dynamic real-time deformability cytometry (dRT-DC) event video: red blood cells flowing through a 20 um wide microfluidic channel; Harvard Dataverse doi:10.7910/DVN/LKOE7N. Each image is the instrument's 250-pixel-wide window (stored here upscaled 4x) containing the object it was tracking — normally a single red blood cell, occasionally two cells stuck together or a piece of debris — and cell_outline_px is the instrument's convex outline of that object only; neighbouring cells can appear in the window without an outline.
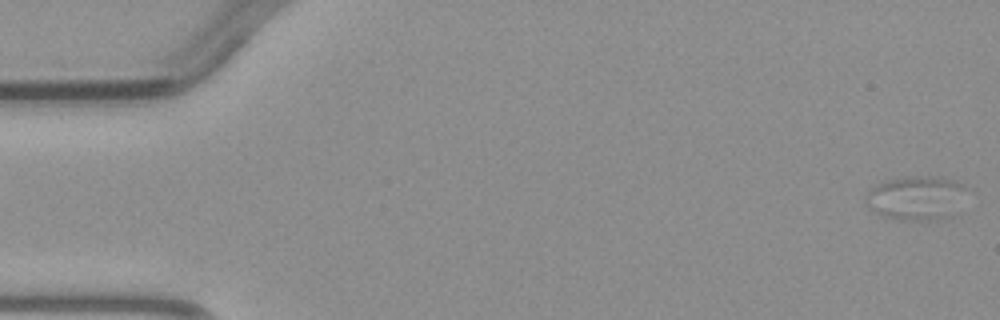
{"species": "common noctule bat (a hibernating species)", "species_latin": "Nyctalus noctula", "temperature_condition": "warm", "stored_images_in_passage": 4, "camera_frame_rate_fps": 3000, "um_per_image_px": 0.085, "animal": {"sex": "male", "body_mass_g": 23.1, "forearm_length_mm": 52.7}, "frame": {"image": 1, "passage_image": 1, "time_ms": 0.0, "image_size_px": [1000, 320], "cell_outline_px": [[964, 188], [952, 216], [948, 220], [900, 220], [884, 216], [868, 208], [864, 200], [868, 192], [872, 188], [888, 180], [908, 176], [940, 176], [964, 184]], "centroid_in_image_um": [77.84, 16.84], "position_along_channel_um": 7.2, "area_um2": 25.66}}
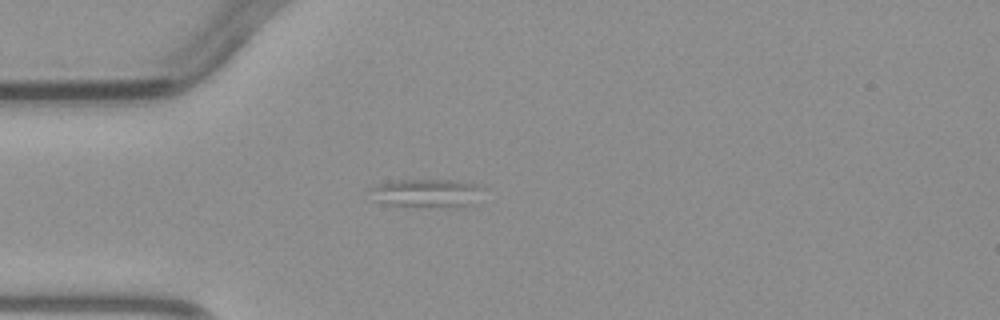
{"frame": {"image": 2, "passage_image": 4, "time_ms": 4.333, "image_size_px": [1000, 320], "cell_outline_px": [[488, 188], [472, 204], [464, 208], [452, 208], [384, 204], [368, 200], [368, 188], [380, 184], [400, 180], [452, 180], [476, 184]], "centroid_in_image_um": [36.28, 16.44], "position_along_channel_um": 48.7, "area_um2": 19.42}}